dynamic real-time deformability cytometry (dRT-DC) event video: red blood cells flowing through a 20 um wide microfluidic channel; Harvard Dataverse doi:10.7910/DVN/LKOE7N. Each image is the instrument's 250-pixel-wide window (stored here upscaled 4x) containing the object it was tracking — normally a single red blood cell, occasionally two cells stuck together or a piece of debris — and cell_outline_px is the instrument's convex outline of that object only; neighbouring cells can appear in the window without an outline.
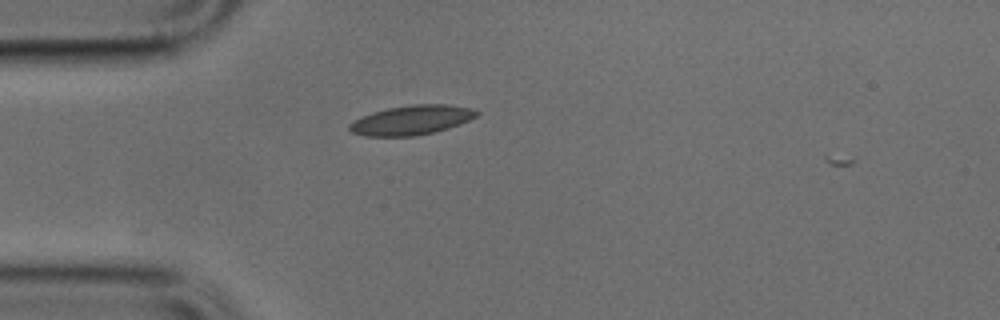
{"species": "common noctule bat (a hibernating species)", "species_latin": "Nyctalus noctula", "temperature_condition": "cold", "stored_images_in_passage": 5, "camera_frame_rate_fps": 3000, "um_per_image_px": 0.085, "animal": {"sex": "male", "body_mass_g": 17.9, "forearm_length_mm": 54.2}, "frame": {"image": 1, "passage_image": 4, "time_ms": 1.0, "image_size_px": [1000, 320], "cell_outline_px": [[480, 112], [476, 116], [460, 124], [436, 132], [416, 136], [364, 136], [352, 132], [348, 128], [348, 124], [352, 120], [360, 116], [372, 112], [388, 108], [412, 104], [448, 104], [472, 108]], "centroid_in_image_um": [34.95, 10.2], "position_along_channel_um": 50.0, "area_um2": 22.08}}